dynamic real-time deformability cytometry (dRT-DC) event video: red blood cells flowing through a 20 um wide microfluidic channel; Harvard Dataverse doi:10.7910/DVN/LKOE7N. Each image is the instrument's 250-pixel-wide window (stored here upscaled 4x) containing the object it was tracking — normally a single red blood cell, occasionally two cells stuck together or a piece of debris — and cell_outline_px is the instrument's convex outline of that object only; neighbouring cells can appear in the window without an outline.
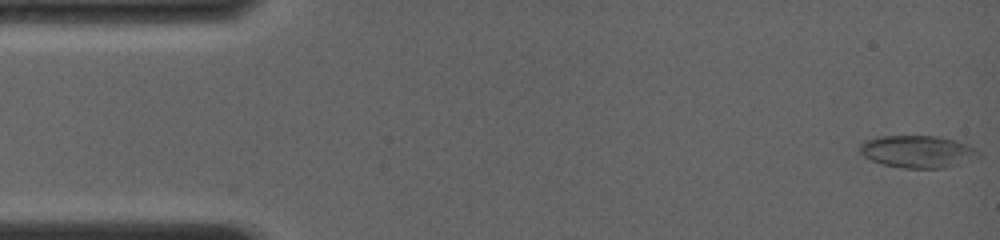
{"species": "common noctule bat (a hibernating species)", "species_latin": "Nyctalus noctula", "temperature_condition": "room temperature", "stored_images_in_passage": 72, "camera_frame_rate_fps": 4000, "um_per_image_px": 0.085, "animal": {"sex": "female", "body_mass_g": 19.0, "forearm_length_mm": 56.7}, "frame": {"image": 1, "passage_image": 1, "time_ms": 0.0, "image_size_px": [1000, 240], "cell_outline_px": [[980, 156], [960, 164], [944, 168], [904, 168], [884, 164], [872, 160], [864, 156], [860, 152], [860, 144], [864, 140], [880, 136], [936, 136], [952, 140], [964, 144], [980, 152]], "centroid_in_image_um": [77.96, 12.89], "position_along_channel_um": 7.0, "area_um2": 22.02}}
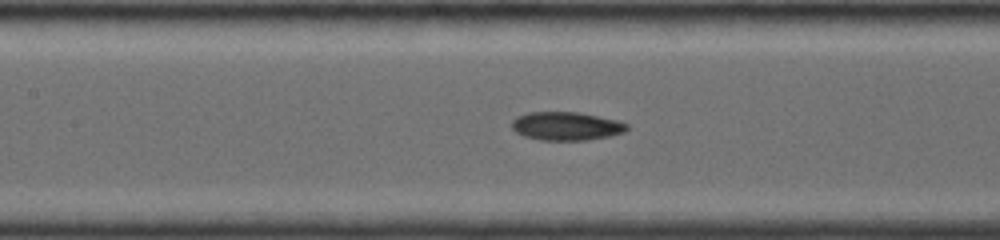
{"frame": {"image": 2, "passage_image": 33, "time_ms": 6.75, "image_size_px": [1000, 240], "cell_outline_px": [[628, 128], [624, 132], [608, 136], [588, 140], [540, 140], [524, 136], [516, 132], [512, 128], [512, 120], [516, 116], [528, 112], [576, 112], [616, 120], [628, 124]], "centroid_in_image_um": [48.09, 10.72], "position_along_channel_um": 159.3, "area_um2": 18.96}}
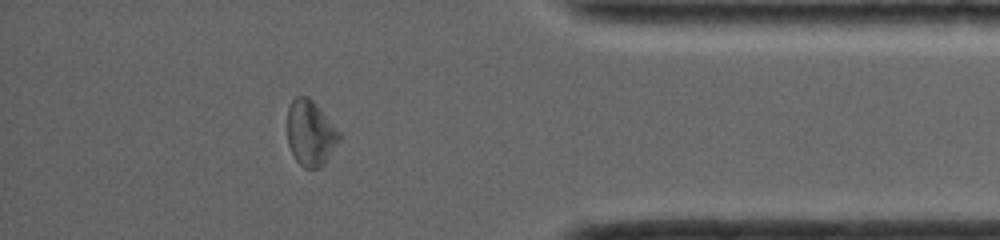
{"frame": {"image": 3, "passage_image": 62, "time_ms": 13.25, "image_size_px": [1000, 240], "cell_outline_px": [[340, 140], [324, 164], [320, 168], [304, 168], [296, 160], [288, 144], [288, 104], [296, 96], [308, 96], [312, 100], [340, 132]], "centroid_in_image_um": [26.38, 11.32], "position_along_channel_um": 408.8, "area_um2": 19.65}, "authors_computed_cell_mechanics": {"area_um2": 19.7387, "velocity_mm_per_s": 4.0831, "shape_relaxation_time_tau1_ms": null, "shape_relaxation_time_tau2_ms": 7.5532, "deformation_change_tau1": null, "deformation_change_tau2": 0.1449}}